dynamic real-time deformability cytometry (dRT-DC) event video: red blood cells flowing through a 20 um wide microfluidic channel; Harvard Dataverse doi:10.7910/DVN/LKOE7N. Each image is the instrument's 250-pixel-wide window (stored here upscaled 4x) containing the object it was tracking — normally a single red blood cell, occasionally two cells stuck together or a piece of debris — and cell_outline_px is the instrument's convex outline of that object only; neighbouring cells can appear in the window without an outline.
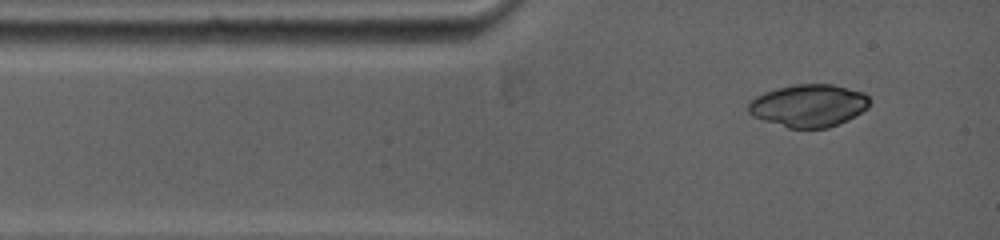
{"species": "common noctule bat (a hibernating species)", "species_latin": "Nyctalus noctula", "temperature_condition": "warm", "stored_images_in_passage": 11, "camera_frame_rate_fps": 5000, "um_per_image_px": 0.085, "animal": {"sex": "female", "body_mass_g": 19.0, "forearm_length_mm": 53.3}, "frame": {"image": 1, "passage_image": 1, "time_ms": 0.0, "image_size_px": [1000, 240], "cell_outline_px": [[872, 100], [868, 108], [856, 116], [848, 120], [828, 128], [788, 128], [752, 116], [748, 112], [748, 104], [756, 96], [764, 92], [776, 88], [796, 84], [832, 84], [864, 92]], "centroid_in_image_um": [68.77, 8.97], "position_along_channel_um": 16.2, "area_um2": 30.29}}
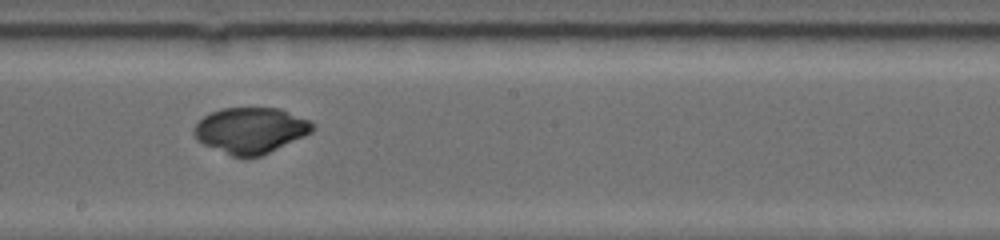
{"frame": {"image": 2, "passage_image": 7, "time_ms": 6.0, "image_size_px": [1000, 240], "cell_outline_px": [[316, 128], [312, 132], [304, 136], [260, 156], [248, 160], [232, 156], [204, 144], [196, 140], [192, 132], [192, 128], [204, 116], [220, 108], [280, 108], [308, 120], [316, 124]], "centroid_in_image_um": [21.29, 11.09], "position_along_channel_um": 226.9, "area_um2": 31.91}}
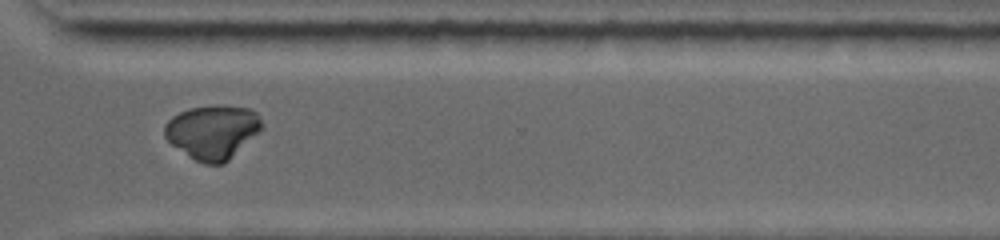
{"frame": {"image": 3, "passage_image": 10, "time_ms": 9.2, "image_size_px": [1000, 240], "cell_outline_px": [[264, 128], [260, 132], [224, 164], [204, 164], [188, 156], [172, 144], [164, 136], [164, 124], [172, 116], [188, 108], [216, 104], [220, 104], [248, 108], [256, 112], [264, 124]], "centroid_in_image_um": [18.09, 11.19], "position_along_channel_um": 352.5, "area_um2": 30.92}}